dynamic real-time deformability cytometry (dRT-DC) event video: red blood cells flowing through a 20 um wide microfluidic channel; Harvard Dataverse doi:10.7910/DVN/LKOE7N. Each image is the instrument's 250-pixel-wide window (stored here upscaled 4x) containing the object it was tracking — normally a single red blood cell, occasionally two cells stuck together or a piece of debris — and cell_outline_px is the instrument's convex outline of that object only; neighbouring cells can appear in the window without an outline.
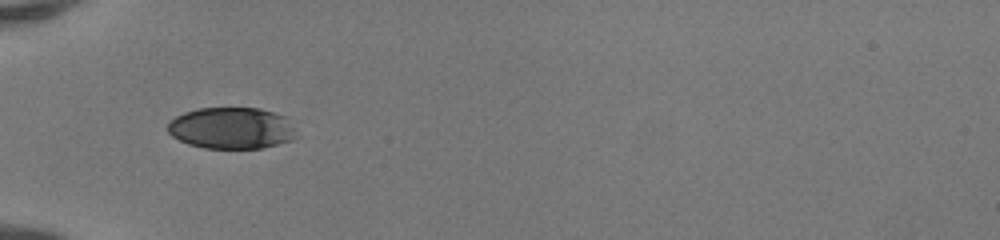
{"species": "human", "species_latin": "Homo sapiens", "temperature_condition": "room temperature", "stored_images_in_passage": 33, "camera_frame_rate_fps": 3000, "um_per_image_px": 0.085, "donor": {"sex": "female"}, "frame": {"image": 1, "passage_image": 1, "time_ms": 0.0, "image_size_px": [1000, 240], "cell_outline_px": [[300, 136], [292, 140], [264, 148], [204, 148], [188, 144], [172, 136], [168, 132], [168, 124], [176, 116], [184, 112], [200, 108], [260, 108], [284, 116]], "centroid_in_image_um": [19.7, 10.9], "position_along_channel_um": 65.3, "area_um2": 31.15}}
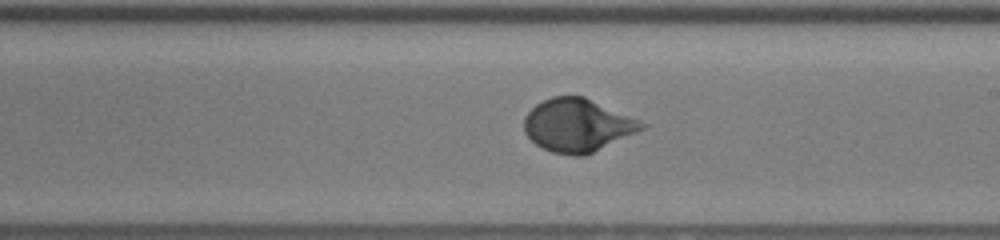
{"frame": {"image": 2, "passage_image": 14, "time_ms": 4.333, "image_size_px": [1000, 240], "cell_outline_px": [[648, 124], [644, 128], [636, 132], [584, 156], [572, 156], [552, 152], [536, 144], [524, 132], [524, 116], [536, 104], [552, 96], [584, 96], [640, 120]], "centroid_in_image_um": [49.07, 10.64], "position_along_channel_um": 239.9, "area_um2": 36.07}}
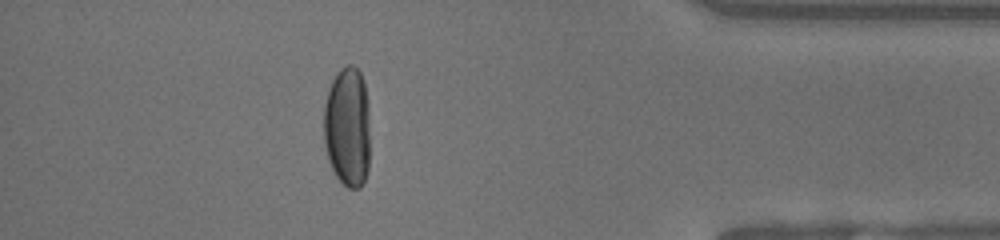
{"frame": {"image": 3, "passage_image": 28, "time_ms": 9.0, "image_size_px": [1000, 240], "cell_outline_px": [[368, 172], [360, 188], [348, 188], [336, 176], [328, 160], [324, 144], [324, 104], [328, 88], [332, 80], [340, 68], [348, 64], [352, 64], [360, 72], [364, 84], [368, 100]], "centroid_in_image_um": [29.52, 10.77], "position_along_channel_um": 405.7, "area_um2": 32.6}, "authors_computed_cell_mechanics": {"area_um2": 34.8534, "velocity_mm_per_s": 4.1649, "shape_relaxation_time_tau1_ms": 3.4752, "shape_relaxation_time_tau2_ms": null, "deformation_change_tau1": 0.1812, "deformation_change_tau2": null}}